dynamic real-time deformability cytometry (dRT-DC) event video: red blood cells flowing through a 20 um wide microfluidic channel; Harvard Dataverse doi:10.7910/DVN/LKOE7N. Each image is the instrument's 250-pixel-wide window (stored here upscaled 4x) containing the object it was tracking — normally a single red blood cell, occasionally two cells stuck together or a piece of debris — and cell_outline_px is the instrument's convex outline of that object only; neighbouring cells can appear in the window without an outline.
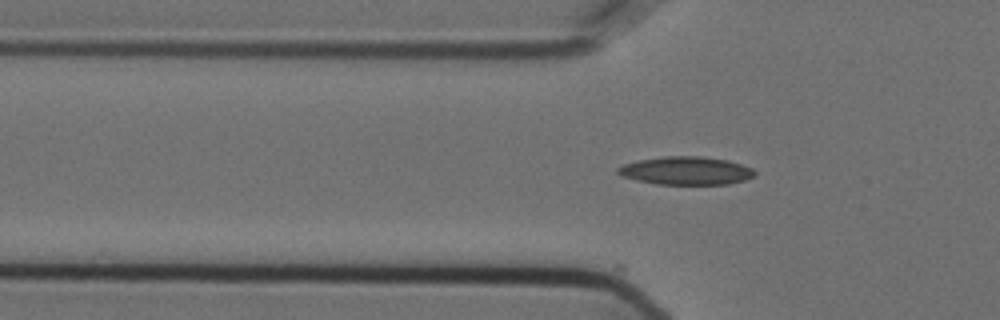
{"species": "Egyptian fruit bat (a non-hibernating species)", "species_latin": "Rousettus aegyptiacus", "temperature_condition": "cold", "stored_images_in_passage": 6, "camera_frame_rate_fps": 3000, "um_per_image_px": 0.085, "animal": {"sex": "female"}, "frame": {"image": 1, "passage_image": 6, "time_ms": 1.667, "image_size_px": [1000, 320], "cell_outline_px": [[756, 176], [744, 180], [728, 184], [656, 184], [636, 180], [624, 176], [616, 172], [616, 168], [624, 164], [640, 160], [664, 156], [704, 156], [728, 160], [752, 168], [756, 172]], "centroid_in_image_um": [58.34, 14.51], "position_along_channel_um": 67.5, "area_um2": 22.43}}